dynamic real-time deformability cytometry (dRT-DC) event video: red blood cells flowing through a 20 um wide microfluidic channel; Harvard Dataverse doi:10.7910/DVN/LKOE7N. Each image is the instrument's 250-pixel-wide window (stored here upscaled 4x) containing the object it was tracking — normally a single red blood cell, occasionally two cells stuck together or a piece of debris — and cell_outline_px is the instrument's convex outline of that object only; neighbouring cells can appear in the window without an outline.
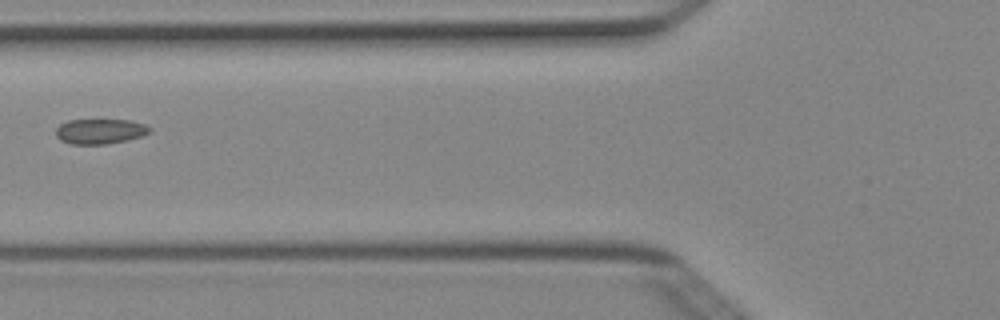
{"species": "Egyptian fruit bat (a non-hibernating species)", "species_latin": "Rousettus aegyptiacus", "temperature_condition": "cold", "stored_images_in_passage": 6, "camera_frame_rate_fps": 3000, "um_per_image_px": 0.085, "animal": {"sex": "female"}, "frame": {"image": 1, "passage_image": 5, "time_ms": 1.333, "image_size_px": [1000, 320], "cell_outline_px": [[152, 132], [128, 140], [108, 144], [72, 144], [60, 140], [56, 136], [56, 128], [60, 124], [68, 120], [128, 120], [144, 124], [152, 128]], "centroid_in_image_um": [8.51, 11.17], "position_along_channel_um": 117.3, "area_um2": 13.76}}
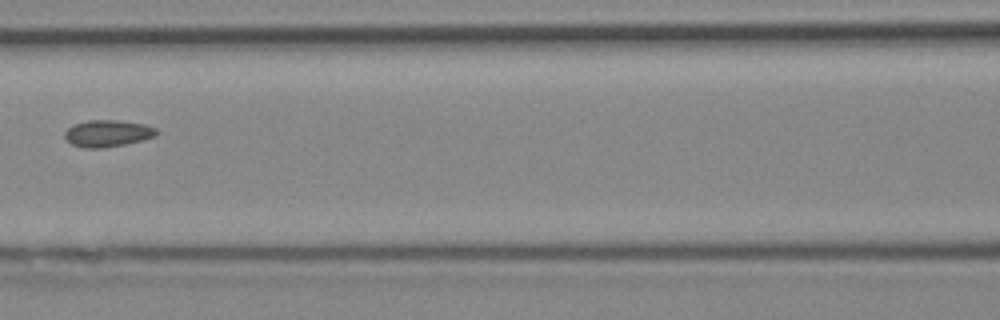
{"frame": {"image": 2, "passage_image": 6, "time_ms": 1.667, "image_size_px": [1000, 320], "cell_outline_px": [[160, 132], [156, 136], [124, 144], [100, 148], [84, 148], [72, 144], [64, 136], [64, 132], [72, 124], [88, 120], [120, 120], [144, 124], [156, 128]], "centroid_in_image_um": [9.15, 11.32], "position_along_channel_um": 157.5, "area_um2": 14.33}}